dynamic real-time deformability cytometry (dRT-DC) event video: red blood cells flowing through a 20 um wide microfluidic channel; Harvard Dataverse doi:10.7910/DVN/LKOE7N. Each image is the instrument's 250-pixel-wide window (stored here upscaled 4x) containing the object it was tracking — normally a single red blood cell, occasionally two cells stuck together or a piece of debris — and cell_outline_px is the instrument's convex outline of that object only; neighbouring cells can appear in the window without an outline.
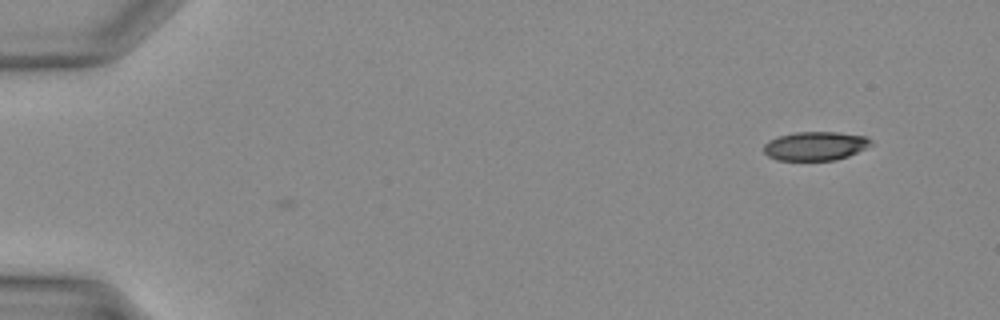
{"species": "Egyptian fruit bat (a non-hibernating species)", "species_latin": "Rousettus aegyptiacus", "temperature_condition": "warm", "stored_images_in_passage": 36, "camera_frame_rate_fps": 3000, "um_per_image_px": 0.085, "animal": {"sex": "female"}, "frame": {"image": 1, "passage_image": 1, "time_ms": 0.0, "image_size_px": [1000, 320], "cell_outline_px": [[872, 144], [848, 156], [836, 160], [776, 160], [768, 156], [764, 152], [764, 144], [768, 140], [780, 136], [796, 132], [840, 132], [868, 136], [872, 140]], "centroid_in_image_um": [69.31, 12.4], "position_along_channel_um": 15.7, "area_um2": 18.03}}
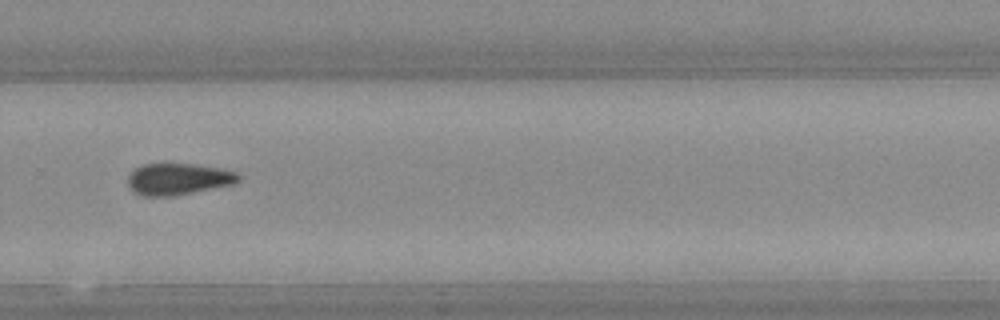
{"frame": {"image": 2, "passage_image": 25, "time_ms": 8.0, "image_size_px": [1000, 320], "cell_outline_px": [[240, 180], [232, 184], [176, 196], [144, 196], [132, 192], [128, 184], [128, 176], [136, 168], [144, 164], [196, 164], [236, 172], [240, 176]], "centroid_in_image_um": [15.12, 15.23], "position_along_channel_um": 314.7, "area_um2": 20.23}}
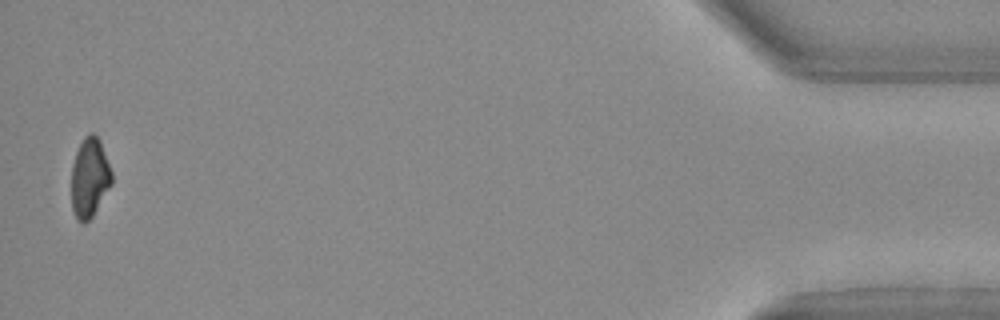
{"frame": {"image": 3, "passage_image": 36, "time_ms": 11.667, "image_size_px": [1000, 320], "cell_outline_px": [[112, 184], [92, 216], [84, 224], [76, 220], [72, 208], [72, 164], [76, 152], [84, 136], [88, 132], [92, 132], [100, 140], [112, 172]], "centroid_in_image_um": [7.61, 15.1], "position_along_channel_um": 427.6, "area_um2": 18.67}}